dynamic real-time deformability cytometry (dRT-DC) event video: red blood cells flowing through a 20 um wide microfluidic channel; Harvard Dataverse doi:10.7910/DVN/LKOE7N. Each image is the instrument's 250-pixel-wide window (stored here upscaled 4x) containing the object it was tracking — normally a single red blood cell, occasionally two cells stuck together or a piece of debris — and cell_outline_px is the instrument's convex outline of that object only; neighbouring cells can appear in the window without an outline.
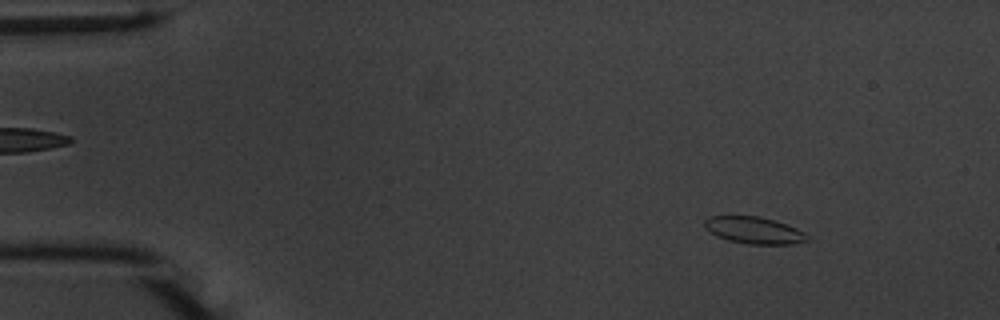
{"species": "common noctule bat (a hibernating species)", "species_latin": "Nyctalus noctula", "temperature_condition": "warm", "stored_images_in_passage": 54, "camera_frame_rate_fps": 3000, "um_per_image_px": 0.085, "animal": {"sex": "male", "body_mass_g": 20.1, "forearm_length_mm": 53.5}, "frame": {"image": 1, "passage_image": 6, "time_ms": 1.667, "image_size_px": [1000, 320], "cell_outline_px": [[808, 240], [792, 244], [748, 244], [728, 240], [716, 236], [704, 228], [704, 220], [708, 216], [760, 216], [796, 228], [804, 232], [808, 236]], "centroid_in_image_um": [64.04, 19.57], "position_along_channel_um": 21.0, "area_um2": 16.01}}
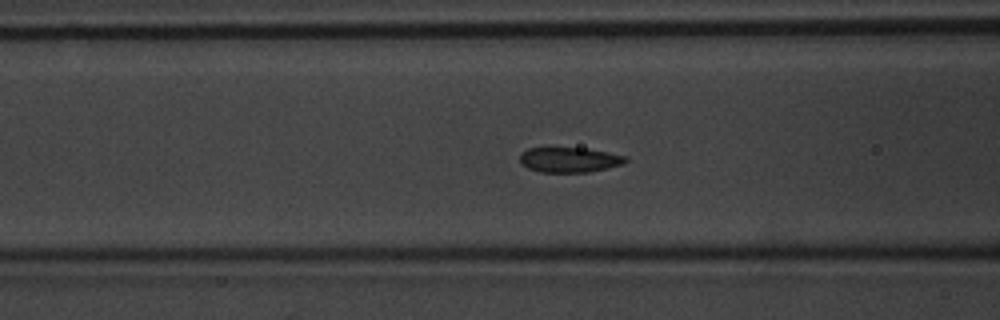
{"frame": {"image": 2, "passage_image": 21, "time_ms": 6.667, "image_size_px": [1000, 320], "cell_outline_px": [[628, 160], [624, 164], [608, 168], [588, 172], [540, 172], [528, 168], [520, 164], [520, 152], [528, 148], [584, 148], [608, 152], [628, 156]], "centroid_in_image_um": [48.41, 13.58], "position_along_channel_um": 118.2, "area_um2": 15.61}}
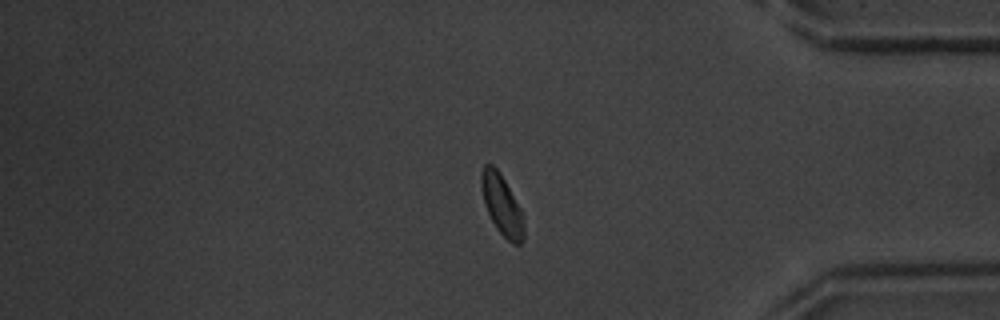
{"frame": {"image": 3, "passage_image": 45, "time_ms": 14.667, "image_size_px": [1000, 320], "cell_outline_px": [[524, 240], [520, 244], [512, 244], [496, 228], [484, 204], [480, 184], [480, 172], [484, 164], [492, 164], [500, 172], [520, 208], [524, 216]], "centroid_in_image_um": [42.65, 17.41], "position_along_channel_um": 392.5, "area_um2": 15.09}}